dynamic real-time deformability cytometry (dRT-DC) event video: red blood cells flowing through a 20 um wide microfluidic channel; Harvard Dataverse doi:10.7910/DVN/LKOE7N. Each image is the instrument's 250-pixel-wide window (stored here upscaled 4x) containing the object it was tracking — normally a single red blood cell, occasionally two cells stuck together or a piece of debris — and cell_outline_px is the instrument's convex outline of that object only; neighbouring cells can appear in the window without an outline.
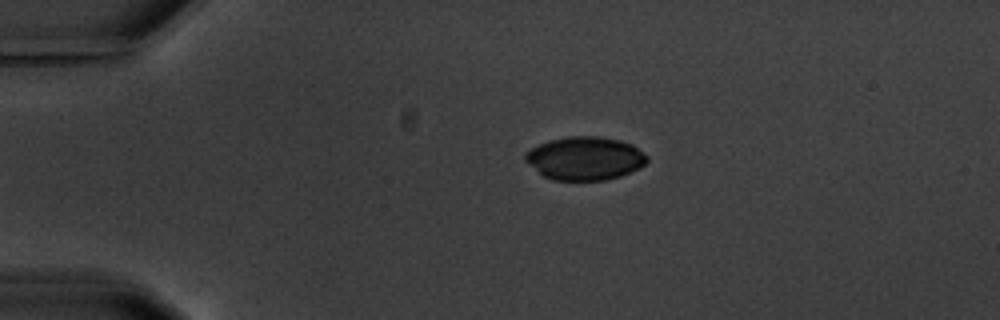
{"species": "common noctule bat (a hibernating species)", "species_latin": "Nyctalus noctula", "temperature_condition": "warm", "stored_images_in_passage": 5, "camera_frame_rate_fps": 3000, "um_per_image_px": 0.085, "animal": {"sex": "male", "body_mass_g": 20.1, "forearm_length_mm": 53.5}, "frame": {"image": 1, "passage_image": 5, "time_ms": 5.0, "image_size_px": [1000, 320], "cell_outline_px": [[648, 160], [640, 168], [620, 176], [604, 180], [552, 180], [544, 176], [528, 164], [524, 160], [524, 152], [540, 144], [552, 140], [568, 136], [600, 136], [620, 140], [632, 144], [648, 156]], "centroid_in_image_um": [49.72, 13.46], "position_along_channel_um": 35.3, "area_um2": 30.75}}